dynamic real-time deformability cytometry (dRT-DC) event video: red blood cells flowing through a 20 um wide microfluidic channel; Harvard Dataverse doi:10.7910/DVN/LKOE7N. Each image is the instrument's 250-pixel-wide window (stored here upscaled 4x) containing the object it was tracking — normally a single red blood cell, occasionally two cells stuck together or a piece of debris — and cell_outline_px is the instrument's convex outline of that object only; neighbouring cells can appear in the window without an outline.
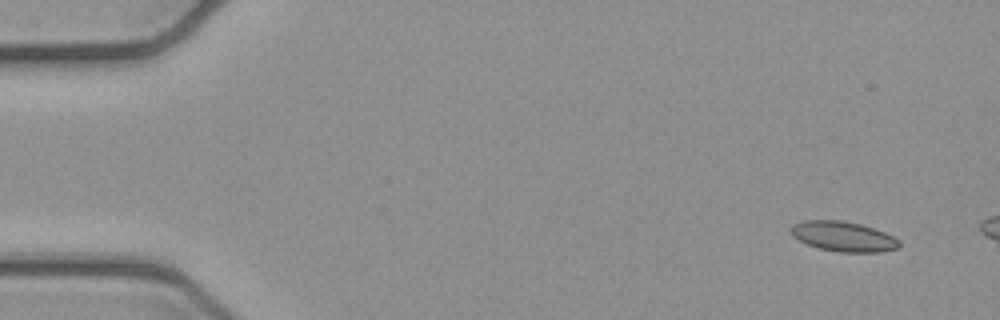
{"species": "common noctule bat (a hibernating species)", "species_latin": "Nyctalus noctula", "temperature_condition": "cold", "stored_images_in_passage": 3, "camera_frame_rate_fps": 3000, "um_per_image_px": 0.085, "animal": {"sex": "female", "body_mass_g": 21.9}, "frame": {"image": 1, "passage_image": 1, "time_ms": 0.0, "image_size_px": [1000, 320], "cell_outline_px": [[900, 244], [896, 248], [880, 252], [840, 252], [820, 248], [808, 244], [792, 236], [788, 232], [792, 224], [804, 220], [840, 220], [860, 224], [884, 232], [900, 240]], "centroid_in_image_um": [71.64, 20.09], "position_along_channel_um": 13.4, "area_um2": 18.84}}